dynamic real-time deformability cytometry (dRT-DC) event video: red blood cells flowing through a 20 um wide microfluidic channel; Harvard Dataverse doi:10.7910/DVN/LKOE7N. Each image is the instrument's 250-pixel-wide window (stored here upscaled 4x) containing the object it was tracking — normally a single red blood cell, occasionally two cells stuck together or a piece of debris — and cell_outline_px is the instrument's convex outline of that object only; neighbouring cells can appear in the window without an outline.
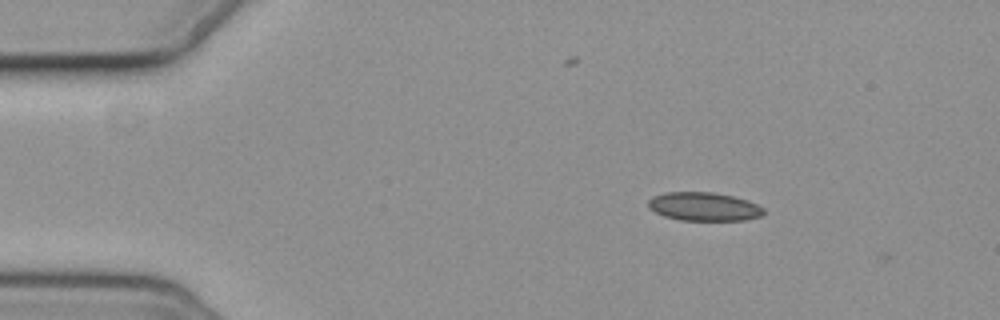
{"species": "common noctule bat (a hibernating species)", "species_latin": "Nyctalus noctula", "temperature_condition": "cold", "stored_images_in_passage": 3, "camera_frame_rate_fps": 3000, "um_per_image_px": 0.085, "animal": {"sex": "female", "body_mass_g": 19.3, "forearm_length_mm": 54.1}, "frame": {"image": 1, "passage_image": 2, "time_ms": 1.333, "image_size_px": [1000, 320], "cell_outline_px": [[764, 212], [760, 216], [744, 220], [680, 220], [664, 216], [648, 208], [648, 200], [652, 196], [664, 192], [712, 192], [732, 196], [748, 200], [764, 208]], "centroid_in_image_um": [59.8, 17.55], "position_along_channel_um": 25.2, "area_um2": 19.19}}